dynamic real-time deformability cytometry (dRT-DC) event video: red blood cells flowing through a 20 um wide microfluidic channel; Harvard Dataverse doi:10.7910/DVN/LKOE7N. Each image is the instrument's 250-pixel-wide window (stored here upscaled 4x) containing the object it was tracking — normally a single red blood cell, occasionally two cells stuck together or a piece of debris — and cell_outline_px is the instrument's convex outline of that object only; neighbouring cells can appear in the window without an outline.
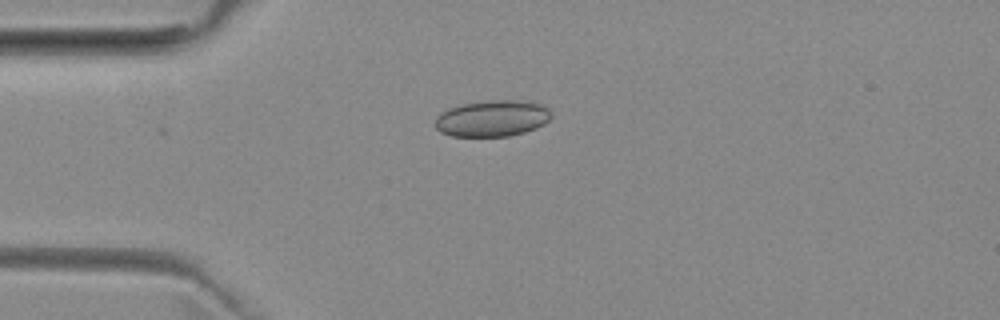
{"species": "common noctule bat (a hibernating species)", "species_latin": "Nyctalus noctula", "temperature_condition": "room temperature", "stored_images_in_passage": 3, "camera_frame_rate_fps": 3000, "um_per_image_px": 0.085, "animal": {"sex": "female", "body_mass_g": 29.2, "forearm_length_mm": 56.3}, "frame": {"image": 1, "passage_image": 1, "time_ms": 0.0, "image_size_px": [1000, 320], "cell_outline_px": [[552, 116], [544, 124], [536, 128], [524, 132], [508, 136], [452, 136], [440, 132], [436, 128], [436, 116], [440, 112], [448, 108], [460, 104], [488, 100], [520, 100], [544, 104], [548, 108]], "centroid_in_image_um": [41.84, 10.05], "position_along_channel_um": 43.2, "area_um2": 24.8}}